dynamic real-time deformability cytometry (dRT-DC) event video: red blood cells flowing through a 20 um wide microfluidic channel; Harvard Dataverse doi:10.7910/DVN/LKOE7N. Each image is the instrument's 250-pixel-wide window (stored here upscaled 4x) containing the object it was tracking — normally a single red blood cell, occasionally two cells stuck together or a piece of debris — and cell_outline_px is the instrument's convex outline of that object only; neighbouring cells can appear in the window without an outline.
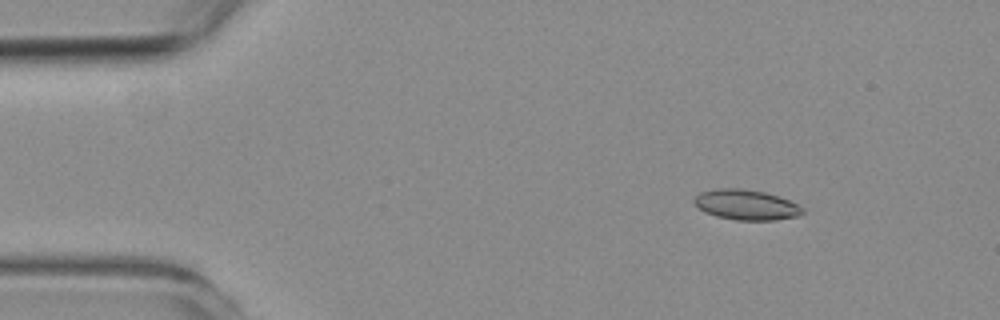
{"species": "common noctule bat (a hibernating species)", "species_latin": "Nyctalus noctula", "temperature_condition": "room temperature", "stored_images_in_passage": 54, "camera_frame_rate_fps": 3000, "um_per_image_px": 0.085, "animal": {"sex": "female", "body_mass_g": 19.3, "forearm_length_mm": 54.1}, "frame": {"image": 1, "passage_image": 7, "time_ms": 2.0, "image_size_px": [1000, 320], "cell_outline_px": [[804, 212], [796, 216], [776, 220], [736, 220], [716, 216], [704, 212], [692, 200], [700, 192], [720, 188], [740, 188], [764, 192], [788, 200], [804, 208]], "centroid_in_image_um": [63.4, 17.41], "position_along_channel_um": 21.6, "area_um2": 18.9}}
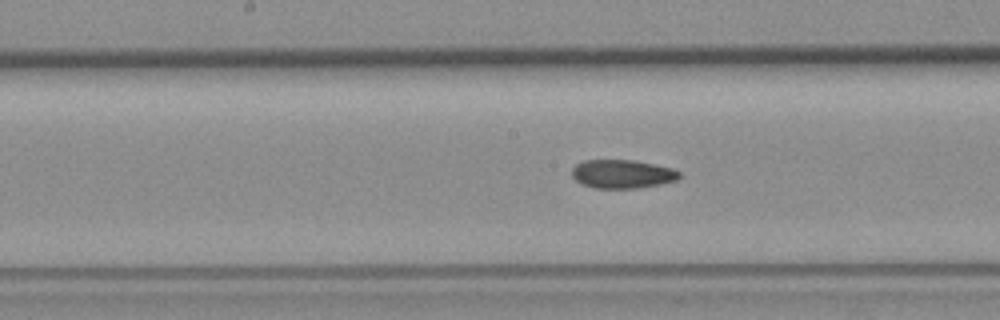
{"frame": {"image": 2, "passage_image": 27, "time_ms": 8.667, "image_size_px": [1000, 320], "cell_outline_px": [[680, 176], [676, 180], [660, 184], [640, 188], [596, 188], [580, 184], [572, 176], [572, 168], [576, 164], [584, 160], [632, 160], [672, 168], [680, 172]], "centroid_in_image_um": [52.87, 14.79], "position_along_channel_um": 195.3, "area_um2": 17.86}}
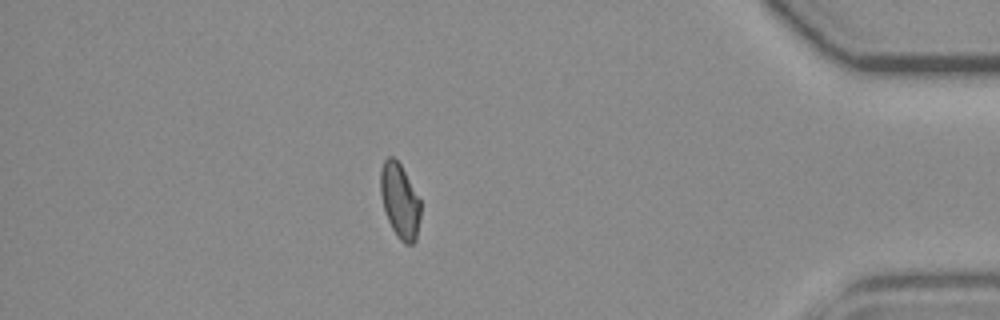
{"frame": {"image": 3, "passage_image": 47, "time_ms": 15.333, "image_size_px": [1000, 320], "cell_outline_px": [[420, 216], [416, 240], [412, 244], [404, 244], [396, 236], [388, 220], [384, 208], [380, 192], [380, 172], [384, 160], [388, 156], [392, 156], [400, 164], [420, 200]], "centroid_in_image_um": [33.97, 17.09], "position_along_channel_um": 401.2, "area_um2": 17.28}, "authors_computed_cell_mechanics": {"area_um2": 18.3226, "velocity_mm_per_s": 3.7631, "shape_relaxation_time_tau1_ms": null, "shape_relaxation_time_tau2_ms": 2.6861, "deformation_change_tau1": null, "deformation_change_tau2": 0.0785}}